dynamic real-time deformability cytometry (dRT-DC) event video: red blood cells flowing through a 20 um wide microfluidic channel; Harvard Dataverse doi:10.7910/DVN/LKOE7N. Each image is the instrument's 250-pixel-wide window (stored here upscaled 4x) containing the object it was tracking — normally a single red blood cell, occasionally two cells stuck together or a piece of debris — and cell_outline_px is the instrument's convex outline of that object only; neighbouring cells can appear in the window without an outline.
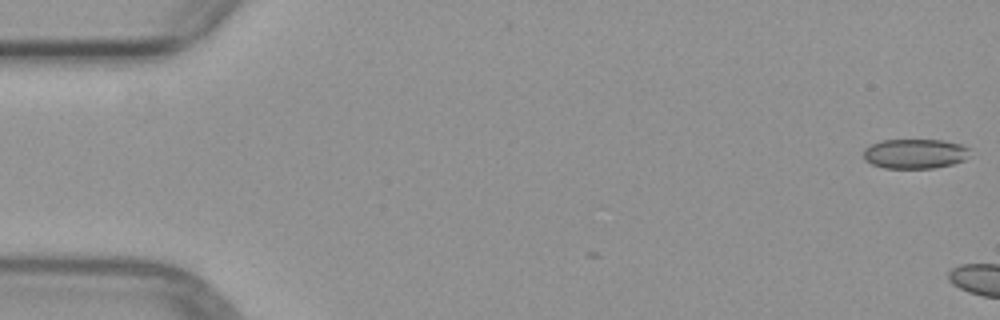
{"species": "common noctule bat (a hibernating species)", "species_latin": "Nyctalus noctula", "temperature_condition": "warm", "stored_images_in_passage": 4, "camera_frame_rate_fps": 3000, "um_per_image_px": 0.085, "animal": {"sex": "female", "body_mass_g": 29.2, "forearm_length_mm": 56.3}, "frame": {"image": 1, "passage_image": 1, "time_ms": 0.0, "image_size_px": [1000, 320], "cell_outline_px": [[972, 148], [964, 160], [952, 164], [932, 168], [884, 168], [872, 164], [864, 160], [864, 148], [880, 140], [944, 140], [964, 144]], "centroid_in_image_um": [77.79, 13.05], "position_along_channel_um": 7.2, "area_um2": 18.61}}